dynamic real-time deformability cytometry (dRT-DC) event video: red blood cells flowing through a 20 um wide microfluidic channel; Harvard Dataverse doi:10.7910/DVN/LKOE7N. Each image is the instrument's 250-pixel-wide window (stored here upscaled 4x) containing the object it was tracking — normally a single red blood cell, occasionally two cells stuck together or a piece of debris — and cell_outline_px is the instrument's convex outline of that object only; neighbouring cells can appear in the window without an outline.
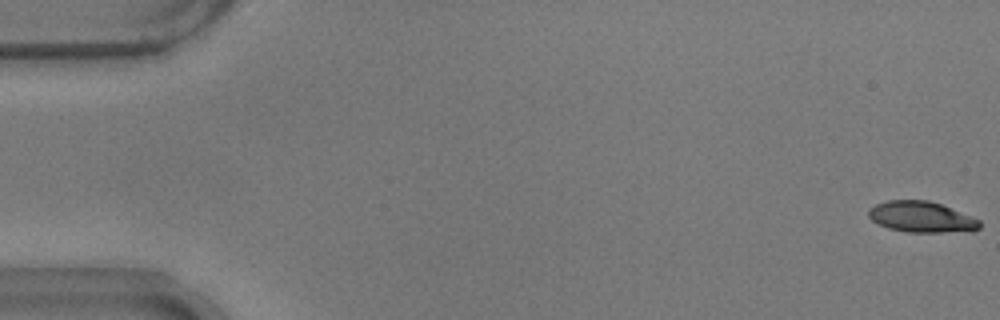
{"species": "common noctule bat (a hibernating species)", "species_latin": "Nyctalus noctula", "temperature_condition": "warm", "stored_images_in_passage": 13, "camera_frame_rate_fps": 3000, "um_per_image_px": 0.085, "animal": {"sex": "male", "body_mass_g": 17.9}, "frame": {"image": 1, "passage_image": 1, "time_ms": 0.0, "image_size_px": [1000, 320], "cell_outline_px": [[980, 228], [972, 232], [908, 232], [888, 228], [872, 220], [868, 216], [868, 208], [876, 204], [888, 200], [928, 200], [940, 204], [972, 216], [980, 220]], "centroid_in_image_um": [78.35, 18.45], "position_along_channel_um": 6.7, "area_um2": 20.11}}